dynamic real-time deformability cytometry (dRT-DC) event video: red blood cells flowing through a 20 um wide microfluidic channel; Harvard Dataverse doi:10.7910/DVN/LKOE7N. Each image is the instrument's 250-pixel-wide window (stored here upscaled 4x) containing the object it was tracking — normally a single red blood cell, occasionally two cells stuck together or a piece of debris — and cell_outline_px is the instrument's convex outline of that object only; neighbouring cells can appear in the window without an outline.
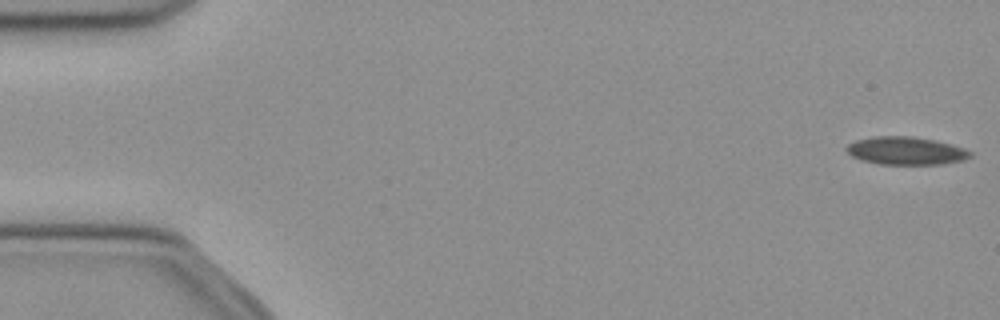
{"species": "common noctule bat (a hibernating species)", "species_latin": "Nyctalus noctula", "temperature_condition": "cold", "stored_images_in_passage": 13, "camera_frame_rate_fps": 3000, "um_per_image_px": 0.085, "animal": {"sex": "female", "body_mass_g": 21.9}, "frame": {"image": 1, "passage_image": 1, "time_ms": 0.0, "image_size_px": [1000, 320], "cell_outline_px": [[972, 156], [964, 160], [944, 164], [880, 164], [860, 160], [852, 156], [844, 148], [848, 144], [856, 140], [872, 136], [912, 136], [936, 140], [964, 148], [972, 152]], "centroid_in_image_um": [77.0, 12.81], "position_along_channel_um": 8.0, "area_um2": 20.29}}
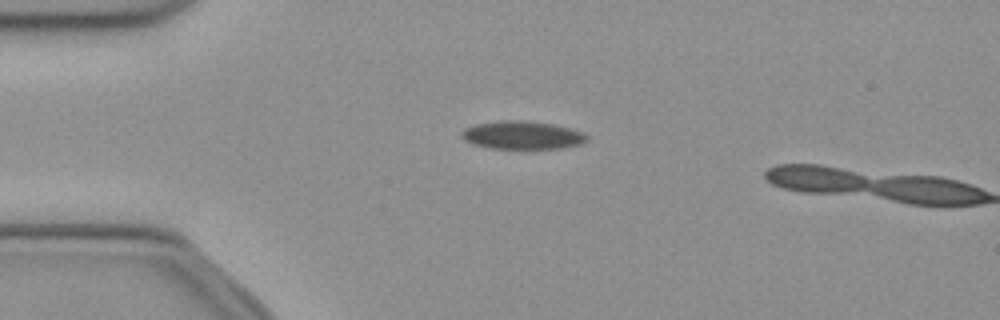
{"frame": {"image": 2, "passage_image": 12, "time_ms": 3.667, "image_size_px": [1000, 320], "cell_outline_px": [[588, 140], [580, 144], [560, 148], [488, 148], [472, 144], [464, 140], [460, 136], [460, 132], [464, 128], [476, 124], [500, 120], [524, 120], [552, 124], [584, 132], [588, 136]], "centroid_in_image_um": [44.35, 11.48], "position_along_channel_um": 40.6, "area_um2": 20.58}}